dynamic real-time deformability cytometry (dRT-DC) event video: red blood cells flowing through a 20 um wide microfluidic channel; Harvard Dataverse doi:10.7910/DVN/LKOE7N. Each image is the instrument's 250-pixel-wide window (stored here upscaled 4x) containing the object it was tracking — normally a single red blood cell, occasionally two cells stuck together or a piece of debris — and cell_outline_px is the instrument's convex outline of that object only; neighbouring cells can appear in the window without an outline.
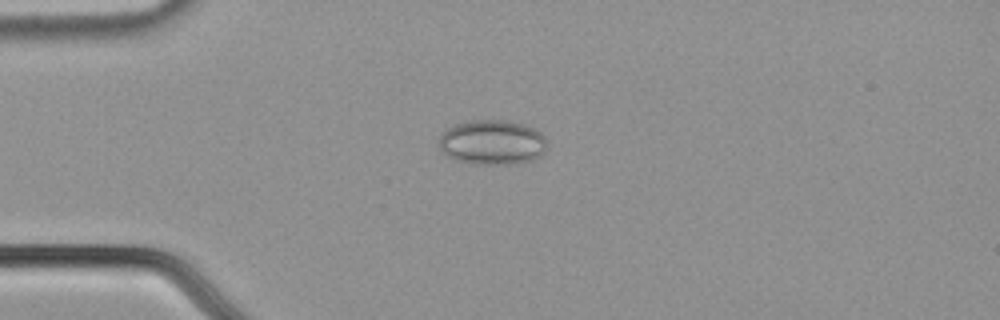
{"species": "common noctule bat (a hibernating species)", "species_latin": "Nyctalus noctula", "temperature_condition": "cold", "stored_images_in_passage": 55, "camera_frame_rate_fps": 3000, "um_per_image_px": 0.085, "animal": {"sex": "male", "body_mass_g": 21.5, "forearm_length_mm": 52.0}, "frame": {"image": 1, "passage_image": 14, "time_ms": 4.333, "image_size_px": [1000, 320], "cell_outline_px": [[544, 152], [540, 156], [532, 160], [512, 164], [472, 164], [456, 160], [440, 152], [436, 144], [440, 136], [448, 128], [456, 124], [468, 120], [504, 120], [524, 124], [536, 128], [544, 136]], "centroid_in_image_um": [41.79, 12.1], "position_along_channel_um": 43.2, "area_um2": 28.5}}
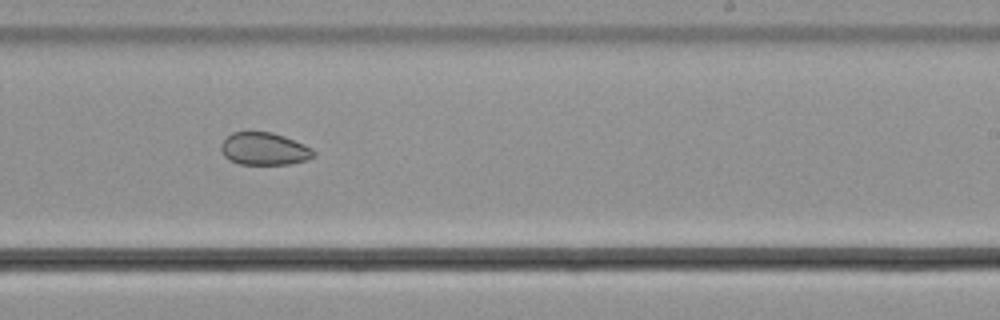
{"frame": {"image": 2, "passage_image": 34, "time_ms": 11.0, "image_size_px": [1000, 320], "cell_outline_px": [[316, 156], [308, 160], [292, 164], [240, 164], [228, 160], [224, 156], [220, 148], [220, 144], [232, 132], [272, 132], [284, 136], [304, 144], [312, 148], [316, 152]], "centroid_in_image_um": [22.49, 12.66], "position_along_channel_um": 266.5, "area_um2": 17.74}}
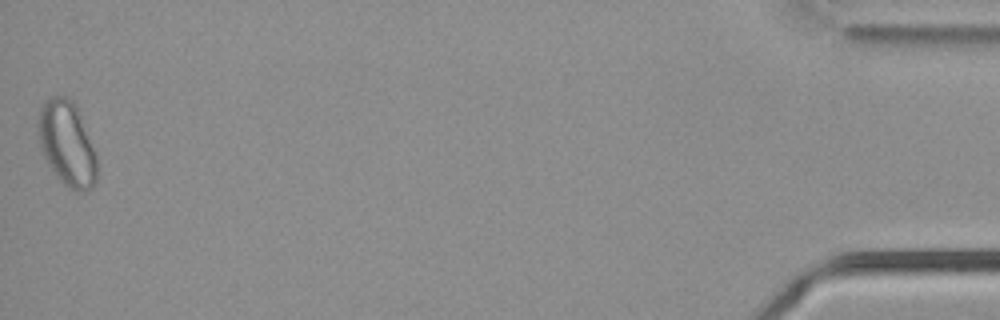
{"frame": {"image": 3, "passage_image": 55, "time_ms": 18.0, "image_size_px": [1000, 320], "cell_outline_px": [[96, 180], [92, 188], [88, 192], [76, 192], [68, 188], [56, 176], [48, 164], [44, 156], [36, 132], [40, 108], [44, 100], [48, 96], [64, 96], [72, 100], [76, 104], [96, 152]], "centroid_in_image_um": [5.69, 12.21], "position_along_channel_um": 429.5, "area_um2": 29.48}}